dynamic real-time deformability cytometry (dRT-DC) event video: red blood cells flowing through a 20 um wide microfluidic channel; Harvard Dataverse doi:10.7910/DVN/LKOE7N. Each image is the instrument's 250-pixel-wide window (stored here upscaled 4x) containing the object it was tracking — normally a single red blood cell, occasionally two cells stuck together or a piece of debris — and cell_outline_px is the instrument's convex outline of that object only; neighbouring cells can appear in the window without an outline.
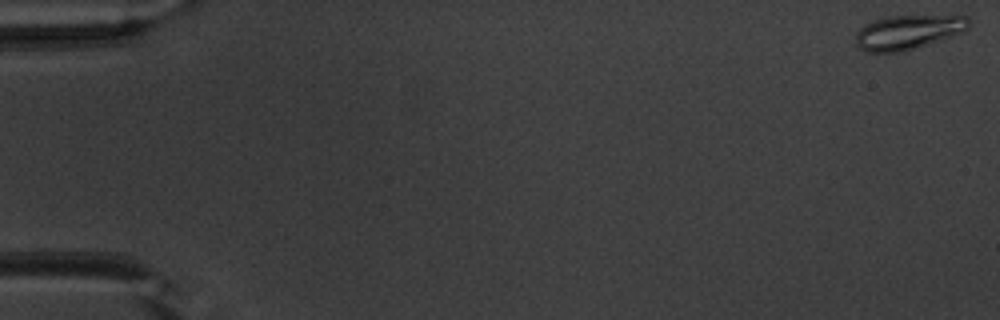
{"species": "common noctule bat (a hibernating species)", "species_latin": "Nyctalus noctula", "temperature_condition": "warm", "stored_images_in_passage": 52, "camera_frame_rate_fps": 3000, "um_per_image_px": 0.085, "animal": {"sex": "male", "body_mass_g": 20.1, "forearm_length_mm": 53.5}, "frame": {"image": 1, "passage_image": 1, "time_ms": 0.0, "image_size_px": [1000, 320], "cell_outline_px": [[968, 28], [964, 32], [900, 52], [864, 52], [856, 44], [856, 32], [864, 24], [872, 20], [888, 16], [968, 16]], "centroid_in_image_um": [77.12, 2.73], "position_along_channel_um": 7.9, "area_um2": 22.37}}
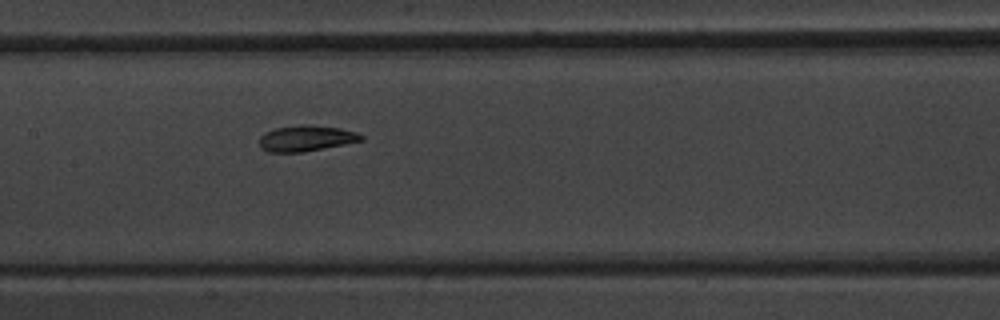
{"frame": {"image": 2, "passage_image": 26, "time_ms": 8.333, "image_size_px": [1000, 320], "cell_outline_px": [[364, 140], [304, 152], [268, 152], [260, 148], [260, 136], [264, 132], [276, 128], [300, 124], [308, 124], [340, 128], [356, 132], [364, 136]], "centroid_in_image_um": [26.01, 11.75], "position_along_channel_um": 181.4, "area_um2": 15.43}}
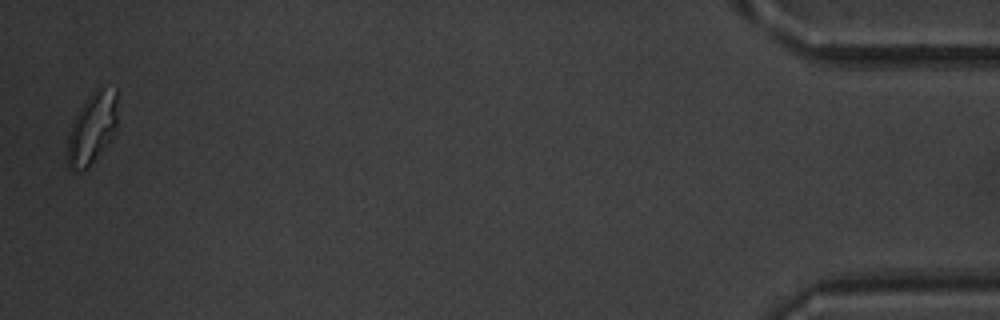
{"frame": {"image": 3, "passage_image": 51, "time_ms": 16.667, "image_size_px": [1000, 320], "cell_outline_px": [[116, 128], [108, 140], [88, 168], [80, 172], [72, 172], [68, 168], [68, 136], [72, 124], [80, 108], [92, 92], [96, 88], [116, 88]], "centroid_in_image_um": [7.8, 10.93], "position_along_channel_um": 427.4, "area_um2": 20.23}, "authors_computed_cell_mechanics": {"area_um2": 16.2129, "velocity_mm_per_s": 3.9649, "shape_relaxation_time_tau1_ms": 3.8207, "shape_relaxation_time_tau2_ms": 1.6949, "deformation_change_tau1": 0.151, "deformation_change_tau2": 0.0611}}